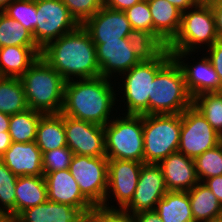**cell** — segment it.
I'll use <instances>...</instances> for the list:
<instances>
[{"label": "cell", "instance_id": "cell-2", "mask_svg": "<svg viewBox=\"0 0 222 222\" xmlns=\"http://www.w3.org/2000/svg\"><path fill=\"white\" fill-rule=\"evenodd\" d=\"M112 80L99 76L90 79H73L65 82L64 104L61 113L100 126L108 124L116 104V91Z\"/></svg>", "mask_w": 222, "mask_h": 222}, {"label": "cell", "instance_id": "cell-49", "mask_svg": "<svg viewBox=\"0 0 222 222\" xmlns=\"http://www.w3.org/2000/svg\"><path fill=\"white\" fill-rule=\"evenodd\" d=\"M0 222H11V220L7 216L0 213Z\"/></svg>", "mask_w": 222, "mask_h": 222}, {"label": "cell", "instance_id": "cell-12", "mask_svg": "<svg viewBox=\"0 0 222 222\" xmlns=\"http://www.w3.org/2000/svg\"><path fill=\"white\" fill-rule=\"evenodd\" d=\"M144 163L138 161L108 159V184L107 195L105 202L101 206L106 209H123L132 199L136 186L138 184L141 167ZM113 193L114 199H117L116 204L119 208L109 206L108 198L110 199Z\"/></svg>", "mask_w": 222, "mask_h": 222}, {"label": "cell", "instance_id": "cell-50", "mask_svg": "<svg viewBox=\"0 0 222 222\" xmlns=\"http://www.w3.org/2000/svg\"><path fill=\"white\" fill-rule=\"evenodd\" d=\"M216 0H198L199 3H211Z\"/></svg>", "mask_w": 222, "mask_h": 222}, {"label": "cell", "instance_id": "cell-13", "mask_svg": "<svg viewBox=\"0 0 222 222\" xmlns=\"http://www.w3.org/2000/svg\"><path fill=\"white\" fill-rule=\"evenodd\" d=\"M67 146L73 154L91 157L106 156L104 126L64 115Z\"/></svg>", "mask_w": 222, "mask_h": 222}, {"label": "cell", "instance_id": "cell-18", "mask_svg": "<svg viewBox=\"0 0 222 222\" xmlns=\"http://www.w3.org/2000/svg\"><path fill=\"white\" fill-rule=\"evenodd\" d=\"M44 177L49 201L81 207L89 216L95 210L96 207L82 194L69 169L50 172Z\"/></svg>", "mask_w": 222, "mask_h": 222}, {"label": "cell", "instance_id": "cell-41", "mask_svg": "<svg viewBox=\"0 0 222 222\" xmlns=\"http://www.w3.org/2000/svg\"><path fill=\"white\" fill-rule=\"evenodd\" d=\"M222 204V175L211 177L203 182Z\"/></svg>", "mask_w": 222, "mask_h": 222}, {"label": "cell", "instance_id": "cell-4", "mask_svg": "<svg viewBox=\"0 0 222 222\" xmlns=\"http://www.w3.org/2000/svg\"><path fill=\"white\" fill-rule=\"evenodd\" d=\"M181 66L172 58L155 76L149 97V115L182 114L192 105Z\"/></svg>", "mask_w": 222, "mask_h": 222}, {"label": "cell", "instance_id": "cell-29", "mask_svg": "<svg viewBox=\"0 0 222 222\" xmlns=\"http://www.w3.org/2000/svg\"><path fill=\"white\" fill-rule=\"evenodd\" d=\"M43 113L27 110L10 115L9 134L12 142L29 143L36 139L38 122Z\"/></svg>", "mask_w": 222, "mask_h": 222}, {"label": "cell", "instance_id": "cell-34", "mask_svg": "<svg viewBox=\"0 0 222 222\" xmlns=\"http://www.w3.org/2000/svg\"><path fill=\"white\" fill-rule=\"evenodd\" d=\"M194 163L200 182L222 175V142L196 157Z\"/></svg>", "mask_w": 222, "mask_h": 222}, {"label": "cell", "instance_id": "cell-30", "mask_svg": "<svg viewBox=\"0 0 222 222\" xmlns=\"http://www.w3.org/2000/svg\"><path fill=\"white\" fill-rule=\"evenodd\" d=\"M127 40L139 61L156 59L167 48L156 36L143 30L132 29Z\"/></svg>", "mask_w": 222, "mask_h": 222}, {"label": "cell", "instance_id": "cell-39", "mask_svg": "<svg viewBox=\"0 0 222 222\" xmlns=\"http://www.w3.org/2000/svg\"><path fill=\"white\" fill-rule=\"evenodd\" d=\"M90 222H136L133 214L122 209L96 207L90 215Z\"/></svg>", "mask_w": 222, "mask_h": 222}, {"label": "cell", "instance_id": "cell-46", "mask_svg": "<svg viewBox=\"0 0 222 222\" xmlns=\"http://www.w3.org/2000/svg\"><path fill=\"white\" fill-rule=\"evenodd\" d=\"M11 137L9 131L0 132V158L3 156L5 151L11 146Z\"/></svg>", "mask_w": 222, "mask_h": 222}, {"label": "cell", "instance_id": "cell-10", "mask_svg": "<svg viewBox=\"0 0 222 222\" xmlns=\"http://www.w3.org/2000/svg\"><path fill=\"white\" fill-rule=\"evenodd\" d=\"M35 4L36 27L32 36L40 49L79 26L62 0H35Z\"/></svg>", "mask_w": 222, "mask_h": 222}, {"label": "cell", "instance_id": "cell-20", "mask_svg": "<svg viewBox=\"0 0 222 222\" xmlns=\"http://www.w3.org/2000/svg\"><path fill=\"white\" fill-rule=\"evenodd\" d=\"M12 222H90V216L81 207L47 200L22 211Z\"/></svg>", "mask_w": 222, "mask_h": 222}, {"label": "cell", "instance_id": "cell-33", "mask_svg": "<svg viewBox=\"0 0 222 222\" xmlns=\"http://www.w3.org/2000/svg\"><path fill=\"white\" fill-rule=\"evenodd\" d=\"M17 176L0 159V213L11 222L15 219V187Z\"/></svg>", "mask_w": 222, "mask_h": 222}, {"label": "cell", "instance_id": "cell-31", "mask_svg": "<svg viewBox=\"0 0 222 222\" xmlns=\"http://www.w3.org/2000/svg\"><path fill=\"white\" fill-rule=\"evenodd\" d=\"M7 46L38 47L30 31L0 11V48Z\"/></svg>", "mask_w": 222, "mask_h": 222}, {"label": "cell", "instance_id": "cell-22", "mask_svg": "<svg viewBox=\"0 0 222 222\" xmlns=\"http://www.w3.org/2000/svg\"><path fill=\"white\" fill-rule=\"evenodd\" d=\"M153 19V36L166 47L177 36L182 18V11L167 0H148Z\"/></svg>", "mask_w": 222, "mask_h": 222}, {"label": "cell", "instance_id": "cell-45", "mask_svg": "<svg viewBox=\"0 0 222 222\" xmlns=\"http://www.w3.org/2000/svg\"><path fill=\"white\" fill-rule=\"evenodd\" d=\"M167 1L176 6L182 12L187 11L189 8L194 7L199 3L198 0H167Z\"/></svg>", "mask_w": 222, "mask_h": 222}, {"label": "cell", "instance_id": "cell-5", "mask_svg": "<svg viewBox=\"0 0 222 222\" xmlns=\"http://www.w3.org/2000/svg\"><path fill=\"white\" fill-rule=\"evenodd\" d=\"M114 119L104 126L106 157L144 163L143 115Z\"/></svg>", "mask_w": 222, "mask_h": 222}, {"label": "cell", "instance_id": "cell-14", "mask_svg": "<svg viewBox=\"0 0 222 222\" xmlns=\"http://www.w3.org/2000/svg\"><path fill=\"white\" fill-rule=\"evenodd\" d=\"M167 192L161 167L158 164L144 163L134 195L122 210L131 214L155 210L157 203Z\"/></svg>", "mask_w": 222, "mask_h": 222}, {"label": "cell", "instance_id": "cell-1", "mask_svg": "<svg viewBox=\"0 0 222 222\" xmlns=\"http://www.w3.org/2000/svg\"><path fill=\"white\" fill-rule=\"evenodd\" d=\"M40 57L65 81L100 76L96 46L82 25L48 43L41 49Z\"/></svg>", "mask_w": 222, "mask_h": 222}, {"label": "cell", "instance_id": "cell-19", "mask_svg": "<svg viewBox=\"0 0 222 222\" xmlns=\"http://www.w3.org/2000/svg\"><path fill=\"white\" fill-rule=\"evenodd\" d=\"M158 165L162 169L168 191L187 192L199 182L194 159L182 153L170 154Z\"/></svg>", "mask_w": 222, "mask_h": 222}, {"label": "cell", "instance_id": "cell-36", "mask_svg": "<svg viewBox=\"0 0 222 222\" xmlns=\"http://www.w3.org/2000/svg\"><path fill=\"white\" fill-rule=\"evenodd\" d=\"M124 12L132 29L147 31L153 35V19L148 0H141Z\"/></svg>", "mask_w": 222, "mask_h": 222}, {"label": "cell", "instance_id": "cell-26", "mask_svg": "<svg viewBox=\"0 0 222 222\" xmlns=\"http://www.w3.org/2000/svg\"><path fill=\"white\" fill-rule=\"evenodd\" d=\"M187 192L195 222L216 220L222 216V204L203 182L199 181Z\"/></svg>", "mask_w": 222, "mask_h": 222}, {"label": "cell", "instance_id": "cell-38", "mask_svg": "<svg viewBox=\"0 0 222 222\" xmlns=\"http://www.w3.org/2000/svg\"><path fill=\"white\" fill-rule=\"evenodd\" d=\"M62 2L79 25L104 6V0H62Z\"/></svg>", "mask_w": 222, "mask_h": 222}, {"label": "cell", "instance_id": "cell-27", "mask_svg": "<svg viewBox=\"0 0 222 222\" xmlns=\"http://www.w3.org/2000/svg\"><path fill=\"white\" fill-rule=\"evenodd\" d=\"M162 222H195L188 192L168 191L155 207Z\"/></svg>", "mask_w": 222, "mask_h": 222}, {"label": "cell", "instance_id": "cell-32", "mask_svg": "<svg viewBox=\"0 0 222 222\" xmlns=\"http://www.w3.org/2000/svg\"><path fill=\"white\" fill-rule=\"evenodd\" d=\"M192 105L205 117L212 128L222 136V91L195 96Z\"/></svg>", "mask_w": 222, "mask_h": 222}, {"label": "cell", "instance_id": "cell-16", "mask_svg": "<svg viewBox=\"0 0 222 222\" xmlns=\"http://www.w3.org/2000/svg\"><path fill=\"white\" fill-rule=\"evenodd\" d=\"M94 44L100 76L105 78L112 79V75L115 77L113 73L123 75L140 62L134 55L127 38Z\"/></svg>", "mask_w": 222, "mask_h": 222}, {"label": "cell", "instance_id": "cell-6", "mask_svg": "<svg viewBox=\"0 0 222 222\" xmlns=\"http://www.w3.org/2000/svg\"><path fill=\"white\" fill-rule=\"evenodd\" d=\"M217 40L215 18L210 3H198L182 12L179 32L167 46V50L169 52H196L197 49L203 47V44L209 48Z\"/></svg>", "mask_w": 222, "mask_h": 222}, {"label": "cell", "instance_id": "cell-23", "mask_svg": "<svg viewBox=\"0 0 222 222\" xmlns=\"http://www.w3.org/2000/svg\"><path fill=\"white\" fill-rule=\"evenodd\" d=\"M40 55L39 47H1L0 74L2 77L20 78Z\"/></svg>", "mask_w": 222, "mask_h": 222}, {"label": "cell", "instance_id": "cell-28", "mask_svg": "<svg viewBox=\"0 0 222 222\" xmlns=\"http://www.w3.org/2000/svg\"><path fill=\"white\" fill-rule=\"evenodd\" d=\"M28 108L20 79L2 77L0 79V112L14 115Z\"/></svg>", "mask_w": 222, "mask_h": 222}, {"label": "cell", "instance_id": "cell-7", "mask_svg": "<svg viewBox=\"0 0 222 222\" xmlns=\"http://www.w3.org/2000/svg\"><path fill=\"white\" fill-rule=\"evenodd\" d=\"M181 114L143 115L144 163L159 164L178 152Z\"/></svg>", "mask_w": 222, "mask_h": 222}, {"label": "cell", "instance_id": "cell-3", "mask_svg": "<svg viewBox=\"0 0 222 222\" xmlns=\"http://www.w3.org/2000/svg\"><path fill=\"white\" fill-rule=\"evenodd\" d=\"M19 79L30 109L43 114L61 113L66 81L46 61L39 57Z\"/></svg>", "mask_w": 222, "mask_h": 222}, {"label": "cell", "instance_id": "cell-8", "mask_svg": "<svg viewBox=\"0 0 222 222\" xmlns=\"http://www.w3.org/2000/svg\"><path fill=\"white\" fill-rule=\"evenodd\" d=\"M167 48L156 58L150 61H140L133 68L123 73V99L127 105L126 114L149 115V97L151 84L156 74L172 59ZM124 76V77H123Z\"/></svg>", "mask_w": 222, "mask_h": 222}, {"label": "cell", "instance_id": "cell-44", "mask_svg": "<svg viewBox=\"0 0 222 222\" xmlns=\"http://www.w3.org/2000/svg\"><path fill=\"white\" fill-rule=\"evenodd\" d=\"M136 222H162L155 210L141 211L133 214Z\"/></svg>", "mask_w": 222, "mask_h": 222}, {"label": "cell", "instance_id": "cell-42", "mask_svg": "<svg viewBox=\"0 0 222 222\" xmlns=\"http://www.w3.org/2000/svg\"><path fill=\"white\" fill-rule=\"evenodd\" d=\"M140 1L141 0H104V6L117 11H125Z\"/></svg>", "mask_w": 222, "mask_h": 222}, {"label": "cell", "instance_id": "cell-17", "mask_svg": "<svg viewBox=\"0 0 222 222\" xmlns=\"http://www.w3.org/2000/svg\"><path fill=\"white\" fill-rule=\"evenodd\" d=\"M170 53L182 68L185 85L192 99L203 93L222 91V85L218 75L206 56L202 57L200 59L201 61L199 60V62L193 66L186 63L184 59L192 54L191 52Z\"/></svg>", "mask_w": 222, "mask_h": 222}, {"label": "cell", "instance_id": "cell-47", "mask_svg": "<svg viewBox=\"0 0 222 222\" xmlns=\"http://www.w3.org/2000/svg\"><path fill=\"white\" fill-rule=\"evenodd\" d=\"M10 115L0 112V132L9 131Z\"/></svg>", "mask_w": 222, "mask_h": 222}, {"label": "cell", "instance_id": "cell-48", "mask_svg": "<svg viewBox=\"0 0 222 222\" xmlns=\"http://www.w3.org/2000/svg\"><path fill=\"white\" fill-rule=\"evenodd\" d=\"M14 0H0V11H3Z\"/></svg>", "mask_w": 222, "mask_h": 222}, {"label": "cell", "instance_id": "cell-24", "mask_svg": "<svg viewBox=\"0 0 222 222\" xmlns=\"http://www.w3.org/2000/svg\"><path fill=\"white\" fill-rule=\"evenodd\" d=\"M15 218L24 210L48 200L44 175L19 176L15 187Z\"/></svg>", "mask_w": 222, "mask_h": 222}, {"label": "cell", "instance_id": "cell-25", "mask_svg": "<svg viewBox=\"0 0 222 222\" xmlns=\"http://www.w3.org/2000/svg\"><path fill=\"white\" fill-rule=\"evenodd\" d=\"M35 142L42 153L67 146L64 115L43 114L37 125Z\"/></svg>", "mask_w": 222, "mask_h": 222}, {"label": "cell", "instance_id": "cell-37", "mask_svg": "<svg viewBox=\"0 0 222 222\" xmlns=\"http://www.w3.org/2000/svg\"><path fill=\"white\" fill-rule=\"evenodd\" d=\"M73 155L68 146L42 153L44 176L50 172L69 169Z\"/></svg>", "mask_w": 222, "mask_h": 222}, {"label": "cell", "instance_id": "cell-15", "mask_svg": "<svg viewBox=\"0 0 222 222\" xmlns=\"http://www.w3.org/2000/svg\"><path fill=\"white\" fill-rule=\"evenodd\" d=\"M82 27L88 32L93 43L127 38L132 30L124 11H117L103 6Z\"/></svg>", "mask_w": 222, "mask_h": 222}, {"label": "cell", "instance_id": "cell-51", "mask_svg": "<svg viewBox=\"0 0 222 222\" xmlns=\"http://www.w3.org/2000/svg\"><path fill=\"white\" fill-rule=\"evenodd\" d=\"M206 222H222V216H220L218 219L216 220H211V221H206Z\"/></svg>", "mask_w": 222, "mask_h": 222}, {"label": "cell", "instance_id": "cell-40", "mask_svg": "<svg viewBox=\"0 0 222 222\" xmlns=\"http://www.w3.org/2000/svg\"><path fill=\"white\" fill-rule=\"evenodd\" d=\"M206 52L209 53L206 57L216 71L222 85V40L218 39Z\"/></svg>", "mask_w": 222, "mask_h": 222}, {"label": "cell", "instance_id": "cell-21", "mask_svg": "<svg viewBox=\"0 0 222 222\" xmlns=\"http://www.w3.org/2000/svg\"><path fill=\"white\" fill-rule=\"evenodd\" d=\"M0 159L17 177L44 175L42 152L35 141L12 142Z\"/></svg>", "mask_w": 222, "mask_h": 222}, {"label": "cell", "instance_id": "cell-11", "mask_svg": "<svg viewBox=\"0 0 222 222\" xmlns=\"http://www.w3.org/2000/svg\"><path fill=\"white\" fill-rule=\"evenodd\" d=\"M221 142L222 137L193 105L181 114L179 153L195 159Z\"/></svg>", "mask_w": 222, "mask_h": 222}, {"label": "cell", "instance_id": "cell-43", "mask_svg": "<svg viewBox=\"0 0 222 222\" xmlns=\"http://www.w3.org/2000/svg\"><path fill=\"white\" fill-rule=\"evenodd\" d=\"M216 24L218 39L222 40V3L219 0L210 3Z\"/></svg>", "mask_w": 222, "mask_h": 222}, {"label": "cell", "instance_id": "cell-35", "mask_svg": "<svg viewBox=\"0 0 222 222\" xmlns=\"http://www.w3.org/2000/svg\"><path fill=\"white\" fill-rule=\"evenodd\" d=\"M2 12L34 32L37 16L35 0H14Z\"/></svg>", "mask_w": 222, "mask_h": 222}, {"label": "cell", "instance_id": "cell-9", "mask_svg": "<svg viewBox=\"0 0 222 222\" xmlns=\"http://www.w3.org/2000/svg\"><path fill=\"white\" fill-rule=\"evenodd\" d=\"M69 171L82 194L95 207H101L107 195L108 158L74 154Z\"/></svg>", "mask_w": 222, "mask_h": 222}]
</instances>
